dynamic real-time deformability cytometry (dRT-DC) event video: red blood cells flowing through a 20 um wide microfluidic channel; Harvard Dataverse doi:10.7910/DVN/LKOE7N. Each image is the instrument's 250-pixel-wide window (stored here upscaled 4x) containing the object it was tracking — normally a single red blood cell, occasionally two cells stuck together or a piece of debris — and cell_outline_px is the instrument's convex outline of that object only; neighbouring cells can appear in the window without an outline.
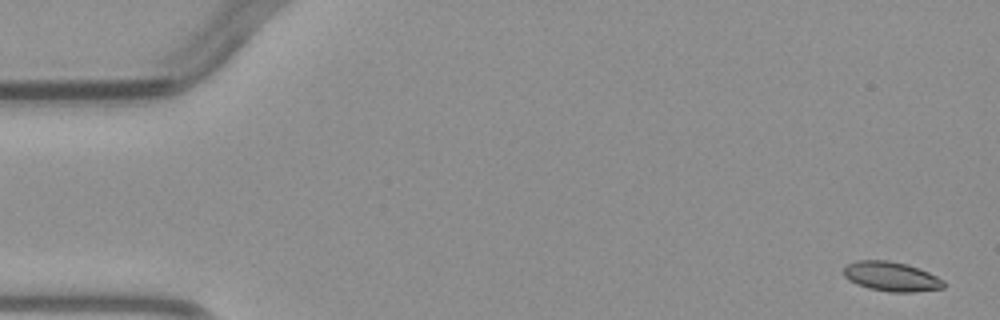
{"species": "common noctule bat (a hibernating species)", "species_latin": "Nyctalus noctula", "temperature_condition": "warm", "stored_images_in_passage": 5, "segment_of_instrument_passage": [1, 2], "camera_frame_rate_fps": 3000, "um_per_image_px": 0.085, "animal": {"sex": "male", "body_mass_g": 23.1, "forearm_length_mm": 52.7}, "frame": {"image": 1, "passage_image": 1, "time_ms": 0.0, "image_size_px": [1000, 320], "cell_outline_px": [[944, 288], [912, 292], [888, 292], [868, 288], [856, 284], [848, 280], [840, 272], [848, 264], [856, 260], [888, 260], [904, 264], [928, 272], [944, 280]], "centroid_in_image_um": [75.71, 23.51], "position_along_channel_um": 9.3, "area_um2": 17.22}}